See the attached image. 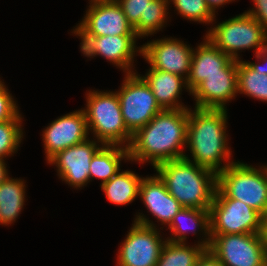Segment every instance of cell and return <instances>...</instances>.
<instances>
[{
  "instance_id": "5b68a950",
  "label": "cell",
  "mask_w": 267,
  "mask_h": 266,
  "mask_svg": "<svg viewBox=\"0 0 267 266\" xmlns=\"http://www.w3.org/2000/svg\"><path fill=\"white\" fill-rule=\"evenodd\" d=\"M263 167L256 169L239 161L230 164L217 174V188L226 197L238 199L266 216L267 166Z\"/></svg>"
},
{
  "instance_id": "e575fe53",
  "label": "cell",
  "mask_w": 267,
  "mask_h": 266,
  "mask_svg": "<svg viewBox=\"0 0 267 266\" xmlns=\"http://www.w3.org/2000/svg\"><path fill=\"white\" fill-rule=\"evenodd\" d=\"M260 234L262 236L265 250L267 251V215L263 216V218H262V225H261V233Z\"/></svg>"
},
{
  "instance_id": "5bb4252c",
  "label": "cell",
  "mask_w": 267,
  "mask_h": 266,
  "mask_svg": "<svg viewBox=\"0 0 267 266\" xmlns=\"http://www.w3.org/2000/svg\"><path fill=\"white\" fill-rule=\"evenodd\" d=\"M88 133L83 110L66 114L53 121L42 134L48 161L58 152L87 140Z\"/></svg>"
},
{
  "instance_id": "8fae6325",
  "label": "cell",
  "mask_w": 267,
  "mask_h": 266,
  "mask_svg": "<svg viewBox=\"0 0 267 266\" xmlns=\"http://www.w3.org/2000/svg\"><path fill=\"white\" fill-rule=\"evenodd\" d=\"M139 53L154 69L173 73L185 80L189 75L193 49L177 39L154 40L140 47Z\"/></svg>"
},
{
  "instance_id": "4316f807",
  "label": "cell",
  "mask_w": 267,
  "mask_h": 266,
  "mask_svg": "<svg viewBox=\"0 0 267 266\" xmlns=\"http://www.w3.org/2000/svg\"><path fill=\"white\" fill-rule=\"evenodd\" d=\"M21 119L19 114L13 120L0 123V158L7 157L14 153L21 143V138H23L20 124L22 122Z\"/></svg>"
},
{
  "instance_id": "e0dca14e",
  "label": "cell",
  "mask_w": 267,
  "mask_h": 266,
  "mask_svg": "<svg viewBox=\"0 0 267 266\" xmlns=\"http://www.w3.org/2000/svg\"><path fill=\"white\" fill-rule=\"evenodd\" d=\"M139 196L151 214L162 224L169 225L174 216L183 208L178 200L167 191L158 175L142 178Z\"/></svg>"
},
{
  "instance_id": "52a82bcc",
  "label": "cell",
  "mask_w": 267,
  "mask_h": 266,
  "mask_svg": "<svg viewBox=\"0 0 267 266\" xmlns=\"http://www.w3.org/2000/svg\"><path fill=\"white\" fill-rule=\"evenodd\" d=\"M209 212L210 234L261 233L263 216L244 202L226 197L218 188Z\"/></svg>"
},
{
  "instance_id": "44dd1931",
  "label": "cell",
  "mask_w": 267,
  "mask_h": 266,
  "mask_svg": "<svg viewBox=\"0 0 267 266\" xmlns=\"http://www.w3.org/2000/svg\"><path fill=\"white\" fill-rule=\"evenodd\" d=\"M205 239L194 247L167 240L156 266H195L198 258L210 246L211 237Z\"/></svg>"
},
{
  "instance_id": "9c48e42d",
  "label": "cell",
  "mask_w": 267,
  "mask_h": 266,
  "mask_svg": "<svg viewBox=\"0 0 267 266\" xmlns=\"http://www.w3.org/2000/svg\"><path fill=\"white\" fill-rule=\"evenodd\" d=\"M156 229L145 216L137 215L119 250L118 266H156L166 243Z\"/></svg>"
},
{
  "instance_id": "ffe728a7",
  "label": "cell",
  "mask_w": 267,
  "mask_h": 266,
  "mask_svg": "<svg viewBox=\"0 0 267 266\" xmlns=\"http://www.w3.org/2000/svg\"><path fill=\"white\" fill-rule=\"evenodd\" d=\"M118 147V148H117ZM129 160L128 148L119 145H102L94 154L90 163V179H102V183L109 181L120 169V161Z\"/></svg>"
},
{
  "instance_id": "4fadbf2b",
  "label": "cell",
  "mask_w": 267,
  "mask_h": 266,
  "mask_svg": "<svg viewBox=\"0 0 267 266\" xmlns=\"http://www.w3.org/2000/svg\"><path fill=\"white\" fill-rule=\"evenodd\" d=\"M101 147L89 139L68 147L53 156L48 163L56 164L58 175L63 181L77 188L90 181V163L94 154Z\"/></svg>"
},
{
  "instance_id": "f546056e",
  "label": "cell",
  "mask_w": 267,
  "mask_h": 266,
  "mask_svg": "<svg viewBox=\"0 0 267 266\" xmlns=\"http://www.w3.org/2000/svg\"><path fill=\"white\" fill-rule=\"evenodd\" d=\"M7 90L4 84L0 86V123L19 115L18 107Z\"/></svg>"
},
{
  "instance_id": "ac0fdd59",
  "label": "cell",
  "mask_w": 267,
  "mask_h": 266,
  "mask_svg": "<svg viewBox=\"0 0 267 266\" xmlns=\"http://www.w3.org/2000/svg\"><path fill=\"white\" fill-rule=\"evenodd\" d=\"M197 51L193 50L190 72L186 79L187 89L191 93L207 76L222 74L234 59L219 50L207 37Z\"/></svg>"
},
{
  "instance_id": "7c38bea8",
  "label": "cell",
  "mask_w": 267,
  "mask_h": 266,
  "mask_svg": "<svg viewBox=\"0 0 267 266\" xmlns=\"http://www.w3.org/2000/svg\"><path fill=\"white\" fill-rule=\"evenodd\" d=\"M86 12L82 22L73 31L76 35H136L117 2L91 5Z\"/></svg>"
},
{
  "instance_id": "7402d4cb",
  "label": "cell",
  "mask_w": 267,
  "mask_h": 266,
  "mask_svg": "<svg viewBox=\"0 0 267 266\" xmlns=\"http://www.w3.org/2000/svg\"><path fill=\"white\" fill-rule=\"evenodd\" d=\"M141 180V177L131 171L118 172L109 181L101 184V189L111 203L124 205L139 196Z\"/></svg>"
},
{
  "instance_id": "603a6c76",
  "label": "cell",
  "mask_w": 267,
  "mask_h": 266,
  "mask_svg": "<svg viewBox=\"0 0 267 266\" xmlns=\"http://www.w3.org/2000/svg\"><path fill=\"white\" fill-rule=\"evenodd\" d=\"M25 200L22 180L8 177L0 184V224H11L21 212Z\"/></svg>"
},
{
  "instance_id": "d590c367",
  "label": "cell",
  "mask_w": 267,
  "mask_h": 266,
  "mask_svg": "<svg viewBox=\"0 0 267 266\" xmlns=\"http://www.w3.org/2000/svg\"><path fill=\"white\" fill-rule=\"evenodd\" d=\"M7 172L4 159L0 158V184L9 177Z\"/></svg>"
},
{
  "instance_id": "836d02e7",
  "label": "cell",
  "mask_w": 267,
  "mask_h": 266,
  "mask_svg": "<svg viewBox=\"0 0 267 266\" xmlns=\"http://www.w3.org/2000/svg\"><path fill=\"white\" fill-rule=\"evenodd\" d=\"M233 0H205L207 6L215 14V9L225 3H229Z\"/></svg>"
},
{
  "instance_id": "d4e9b609",
  "label": "cell",
  "mask_w": 267,
  "mask_h": 266,
  "mask_svg": "<svg viewBox=\"0 0 267 266\" xmlns=\"http://www.w3.org/2000/svg\"><path fill=\"white\" fill-rule=\"evenodd\" d=\"M238 92L250 97L267 101V74L252 69L247 62L238 60Z\"/></svg>"
},
{
  "instance_id": "d6a6232c",
  "label": "cell",
  "mask_w": 267,
  "mask_h": 266,
  "mask_svg": "<svg viewBox=\"0 0 267 266\" xmlns=\"http://www.w3.org/2000/svg\"><path fill=\"white\" fill-rule=\"evenodd\" d=\"M256 58L259 59H263V61L266 62V65H260V64H256V63H250L247 62V64L254 70H262L265 72V74H267V44L265 43L264 46L257 52L256 54Z\"/></svg>"
},
{
  "instance_id": "1f68e13d",
  "label": "cell",
  "mask_w": 267,
  "mask_h": 266,
  "mask_svg": "<svg viewBox=\"0 0 267 266\" xmlns=\"http://www.w3.org/2000/svg\"><path fill=\"white\" fill-rule=\"evenodd\" d=\"M195 266H223L220 261L207 249L198 258Z\"/></svg>"
},
{
  "instance_id": "cb8c5ba5",
  "label": "cell",
  "mask_w": 267,
  "mask_h": 266,
  "mask_svg": "<svg viewBox=\"0 0 267 266\" xmlns=\"http://www.w3.org/2000/svg\"><path fill=\"white\" fill-rule=\"evenodd\" d=\"M190 221L193 224L191 229L196 234V228L204 230V233L210 237V212L209 210H201L197 208L183 207L173 218L169 224V229L172 231L173 236L170 239H166L171 242L184 243L186 239V228L182 225L184 221ZM189 222V223H190ZM190 226V225H189ZM188 226V227H189ZM189 229V228H188Z\"/></svg>"
},
{
  "instance_id": "9a60e30c",
  "label": "cell",
  "mask_w": 267,
  "mask_h": 266,
  "mask_svg": "<svg viewBox=\"0 0 267 266\" xmlns=\"http://www.w3.org/2000/svg\"><path fill=\"white\" fill-rule=\"evenodd\" d=\"M238 60H233L222 74H213L201 82L190 94L196 100L195 107L226 109L225 104L238 93Z\"/></svg>"
},
{
  "instance_id": "8d00e7d4",
  "label": "cell",
  "mask_w": 267,
  "mask_h": 266,
  "mask_svg": "<svg viewBox=\"0 0 267 266\" xmlns=\"http://www.w3.org/2000/svg\"><path fill=\"white\" fill-rule=\"evenodd\" d=\"M90 5H95V4H105V3H115L117 0H91Z\"/></svg>"
},
{
  "instance_id": "8992f818",
  "label": "cell",
  "mask_w": 267,
  "mask_h": 266,
  "mask_svg": "<svg viewBox=\"0 0 267 266\" xmlns=\"http://www.w3.org/2000/svg\"><path fill=\"white\" fill-rule=\"evenodd\" d=\"M219 50L239 60L238 50L256 48L255 54L267 43V32L250 14L244 12L214 28L206 36Z\"/></svg>"
},
{
  "instance_id": "484cf974",
  "label": "cell",
  "mask_w": 267,
  "mask_h": 266,
  "mask_svg": "<svg viewBox=\"0 0 267 266\" xmlns=\"http://www.w3.org/2000/svg\"><path fill=\"white\" fill-rule=\"evenodd\" d=\"M168 0H152L148 3L146 19L140 21L133 27L138 37L151 35L164 26L166 20ZM167 12V13H166Z\"/></svg>"
},
{
  "instance_id": "30bf717a",
  "label": "cell",
  "mask_w": 267,
  "mask_h": 266,
  "mask_svg": "<svg viewBox=\"0 0 267 266\" xmlns=\"http://www.w3.org/2000/svg\"><path fill=\"white\" fill-rule=\"evenodd\" d=\"M208 250L223 266H264L265 247L260 233L210 234Z\"/></svg>"
},
{
  "instance_id": "83f0119b",
  "label": "cell",
  "mask_w": 267,
  "mask_h": 266,
  "mask_svg": "<svg viewBox=\"0 0 267 266\" xmlns=\"http://www.w3.org/2000/svg\"><path fill=\"white\" fill-rule=\"evenodd\" d=\"M171 2L178 13L190 21H198L199 23H212L214 21L215 14L207 6L205 0H172Z\"/></svg>"
},
{
  "instance_id": "ba28073f",
  "label": "cell",
  "mask_w": 267,
  "mask_h": 266,
  "mask_svg": "<svg viewBox=\"0 0 267 266\" xmlns=\"http://www.w3.org/2000/svg\"><path fill=\"white\" fill-rule=\"evenodd\" d=\"M117 96L127 130L133 135L143 128L156 114L162 111L153 92L142 76L126 74Z\"/></svg>"
},
{
  "instance_id": "d6986e66",
  "label": "cell",
  "mask_w": 267,
  "mask_h": 266,
  "mask_svg": "<svg viewBox=\"0 0 267 266\" xmlns=\"http://www.w3.org/2000/svg\"><path fill=\"white\" fill-rule=\"evenodd\" d=\"M153 92L158 105L162 110L185 109L178 103L182 87L187 89L186 80L173 73L161 71L150 67L146 76L142 77Z\"/></svg>"
},
{
  "instance_id": "f1b7e54d",
  "label": "cell",
  "mask_w": 267,
  "mask_h": 266,
  "mask_svg": "<svg viewBox=\"0 0 267 266\" xmlns=\"http://www.w3.org/2000/svg\"><path fill=\"white\" fill-rule=\"evenodd\" d=\"M152 0H117L128 22L134 27L140 19H146L148 3Z\"/></svg>"
},
{
  "instance_id": "74e56055",
  "label": "cell",
  "mask_w": 267,
  "mask_h": 266,
  "mask_svg": "<svg viewBox=\"0 0 267 266\" xmlns=\"http://www.w3.org/2000/svg\"><path fill=\"white\" fill-rule=\"evenodd\" d=\"M264 266H267V251H266L265 257H264Z\"/></svg>"
},
{
  "instance_id": "277c9868",
  "label": "cell",
  "mask_w": 267,
  "mask_h": 266,
  "mask_svg": "<svg viewBox=\"0 0 267 266\" xmlns=\"http://www.w3.org/2000/svg\"><path fill=\"white\" fill-rule=\"evenodd\" d=\"M86 95L87 107L83 111L88 130H93L98 142L102 145L121 146L127 141L125 147L128 148L132 134L124 124L117 93L94 90Z\"/></svg>"
},
{
  "instance_id": "3957f363",
  "label": "cell",
  "mask_w": 267,
  "mask_h": 266,
  "mask_svg": "<svg viewBox=\"0 0 267 266\" xmlns=\"http://www.w3.org/2000/svg\"><path fill=\"white\" fill-rule=\"evenodd\" d=\"M167 191L187 208L210 210L217 188V174L184 158L155 167Z\"/></svg>"
},
{
  "instance_id": "4dcf8cb0",
  "label": "cell",
  "mask_w": 267,
  "mask_h": 266,
  "mask_svg": "<svg viewBox=\"0 0 267 266\" xmlns=\"http://www.w3.org/2000/svg\"><path fill=\"white\" fill-rule=\"evenodd\" d=\"M255 10L247 11L255 20H257L267 32V0H253Z\"/></svg>"
},
{
  "instance_id": "2e32d148",
  "label": "cell",
  "mask_w": 267,
  "mask_h": 266,
  "mask_svg": "<svg viewBox=\"0 0 267 266\" xmlns=\"http://www.w3.org/2000/svg\"><path fill=\"white\" fill-rule=\"evenodd\" d=\"M82 38L81 51L87 57L101 55L116 66L131 71L133 57L138 50L135 46L137 35H109V36H80ZM128 71V72H127Z\"/></svg>"
},
{
  "instance_id": "6da1fadb",
  "label": "cell",
  "mask_w": 267,
  "mask_h": 266,
  "mask_svg": "<svg viewBox=\"0 0 267 266\" xmlns=\"http://www.w3.org/2000/svg\"><path fill=\"white\" fill-rule=\"evenodd\" d=\"M188 108L162 110L137 130L128 146L129 160H150L154 168L164 162L184 158L187 145Z\"/></svg>"
},
{
  "instance_id": "7a4b0ae2",
  "label": "cell",
  "mask_w": 267,
  "mask_h": 266,
  "mask_svg": "<svg viewBox=\"0 0 267 266\" xmlns=\"http://www.w3.org/2000/svg\"><path fill=\"white\" fill-rule=\"evenodd\" d=\"M226 109H188L187 144L193 162L210 169L216 174L235 162L221 166L222 160H229L231 152L227 146Z\"/></svg>"
}]
</instances>
